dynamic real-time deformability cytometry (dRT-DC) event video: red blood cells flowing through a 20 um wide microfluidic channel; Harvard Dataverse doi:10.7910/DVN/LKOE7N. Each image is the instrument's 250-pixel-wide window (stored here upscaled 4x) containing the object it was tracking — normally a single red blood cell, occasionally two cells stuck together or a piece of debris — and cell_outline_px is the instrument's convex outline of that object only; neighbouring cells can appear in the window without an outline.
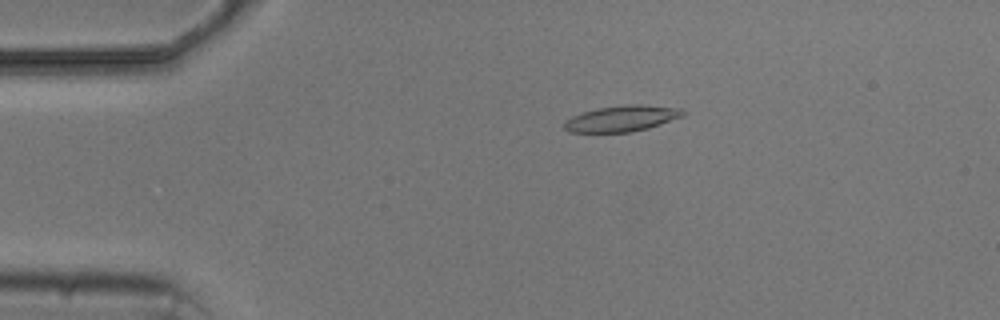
{"species": "common noctule bat (a hibernating species)", "species_latin": "Nyctalus noctula", "temperature_condition": "cold", "stored_images_in_passage": 9, "camera_frame_rate_fps": 3000, "um_per_image_px": 0.085, "animal": {"sex": "male", "body_mass_g": 20.5, "forearm_length_mm": 52.5}, "frame": {"image": 1, "passage_image": 3, "time_ms": 2.333, "image_size_px": [1000, 320], "cell_outline_px": [[684, 116], [648, 128], [632, 132], [568, 132], [564, 128], [564, 120], [572, 116], [596, 108], [624, 104], [640, 104], [684, 108]], "centroid_in_image_um": [52.87, 10.06], "position_along_channel_um": 32.1, "area_um2": 18.15}}
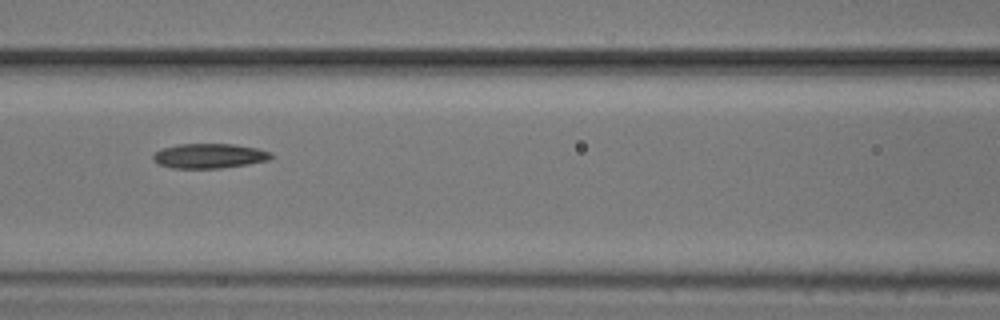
{"frame": {"image": 2, "passage_image": 7, "time_ms": 6.667, "image_size_px": [1000, 320], "cell_outline_px": [[272, 156], [268, 160], [248, 164], [220, 168], [172, 168], [156, 164], [152, 160], [152, 156], [160, 148], [180, 144], [232, 144], [256, 148], [272, 152]], "centroid_in_image_um": [17.74, 13.25], "position_along_channel_um": 148.9, "area_um2": 17.05}}
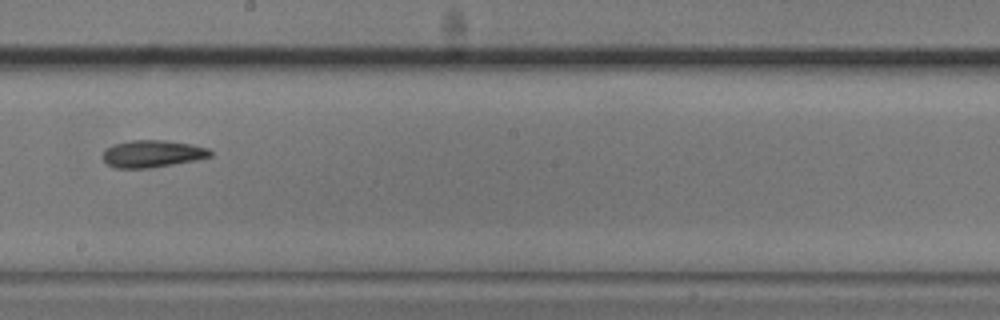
{"frame": {"image": 3, "passage_image": 9, "time_ms": 9.0, "image_size_px": [1000, 320], "cell_outline_px": [[212, 156], [196, 160], [152, 168], [116, 168], [108, 164], [104, 160], [104, 152], [112, 144], [132, 140], [164, 140], [192, 144], [208, 148], [212, 152]], "centroid_in_image_um": [12.99, 13.07], "position_along_channel_um": 235.2, "area_um2": 16.99}}